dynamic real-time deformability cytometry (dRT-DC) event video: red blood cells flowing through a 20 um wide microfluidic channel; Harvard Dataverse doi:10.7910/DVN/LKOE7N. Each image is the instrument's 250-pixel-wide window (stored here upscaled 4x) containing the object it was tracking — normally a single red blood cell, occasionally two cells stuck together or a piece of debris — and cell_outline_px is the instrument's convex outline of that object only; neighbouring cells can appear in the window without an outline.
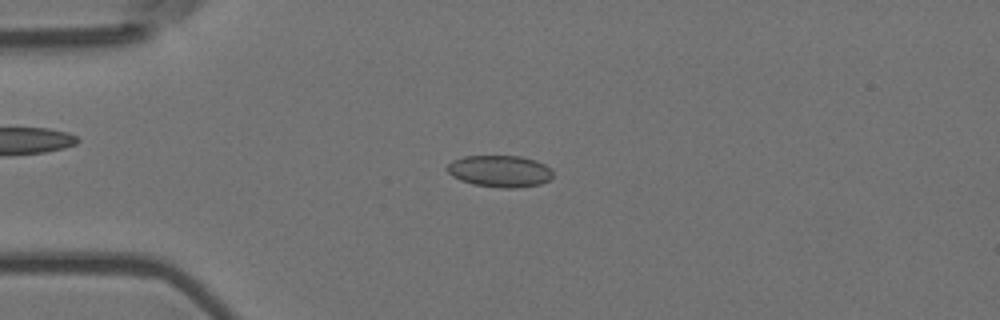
{"species": "Egyptian fruit bat (a non-hibernating species)", "species_latin": "Rousettus aegyptiacus", "temperature_condition": "room temperature", "stored_images_in_passage": 8, "camera_frame_rate_fps": 3000, "um_per_image_px": 0.085, "animal": {"sex": "female"}, "frame": {"image": 1, "passage_image": 3, "time_ms": 0.667, "image_size_px": [1000, 320], "cell_outline_px": [[552, 176], [548, 180], [540, 184], [516, 188], [500, 188], [472, 184], [460, 180], [452, 176], [444, 168], [452, 160], [464, 156], [520, 156], [536, 160], [544, 164], [552, 172]], "centroid_in_image_um": [42.44, 14.55], "position_along_channel_um": 42.6, "area_um2": 19.65}}
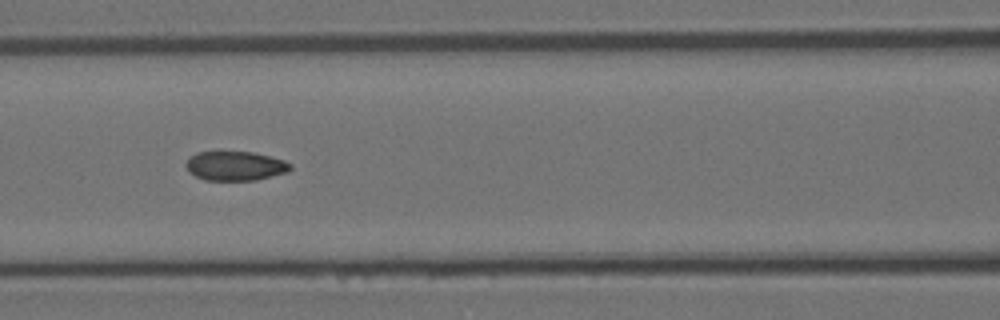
{"frame": {"image": 2, "passage_image": 6, "time_ms": 1.667, "image_size_px": [1000, 320], "cell_outline_px": [[292, 168], [288, 172], [256, 180], [204, 180], [188, 172], [184, 164], [196, 152], [220, 148], [252, 152], [284, 160], [292, 164]], "centroid_in_image_um": [19.95, 14.05], "position_along_channel_um": 146.6, "area_um2": 18.61}}
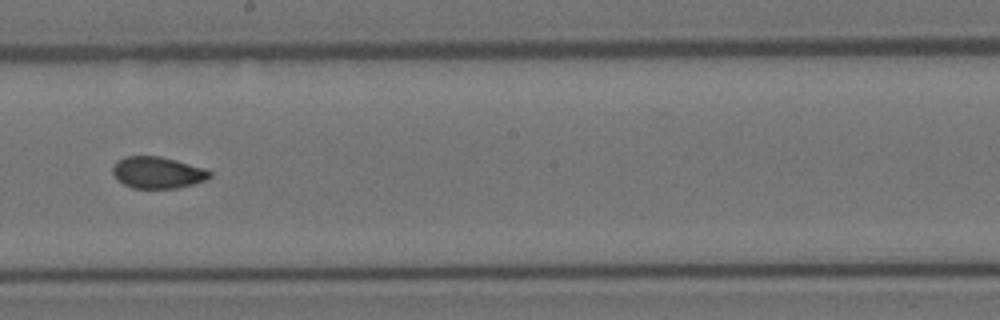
{"frame": {"image": 3, "passage_image": 8, "time_ms": 2.333, "image_size_px": [1000, 320], "cell_outline_px": [[212, 176], [204, 180], [192, 184], [176, 188], [132, 188], [124, 184], [112, 172], [112, 168], [116, 160], [124, 156], [160, 156], [176, 160], [204, 168], [212, 172]], "centroid_in_image_um": [13.39, 14.65], "position_along_channel_um": 234.8, "area_um2": 17.8}}